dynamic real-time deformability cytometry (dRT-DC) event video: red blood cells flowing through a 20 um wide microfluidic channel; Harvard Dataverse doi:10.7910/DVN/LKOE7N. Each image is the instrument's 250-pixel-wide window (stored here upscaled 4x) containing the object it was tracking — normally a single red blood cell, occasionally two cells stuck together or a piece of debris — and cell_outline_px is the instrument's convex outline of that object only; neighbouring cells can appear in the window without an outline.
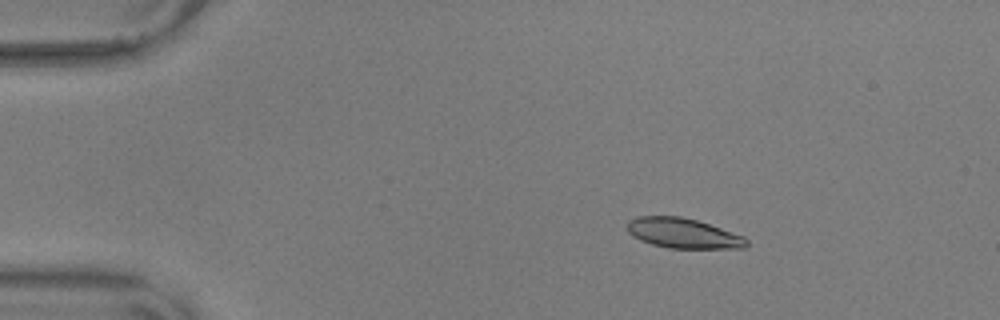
{"species": "common noctule bat (a hibernating species)", "species_latin": "Nyctalus noctula", "temperature_condition": "warm", "stored_images_in_passage": 53, "camera_frame_rate_fps": 3000, "um_per_image_px": 0.085, "animal": {"sex": "male", "body_mass_g": 17.9, "forearm_length_mm": 54.2}, "frame": {"image": 1, "passage_image": 9, "time_ms": 2.667, "image_size_px": [1000, 320], "cell_outline_px": [[748, 244], [744, 248], [668, 248], [652, 244], [640, 240], [632, 236], [628, 232], [628, 220], [636, 216], [680, 216], [696, 220], [744, 236], [748, 240]], "centroid_in_image_um": [58.04, 19.82], "position_along_channel_um": 27.0, "area_um2": 20.81}}
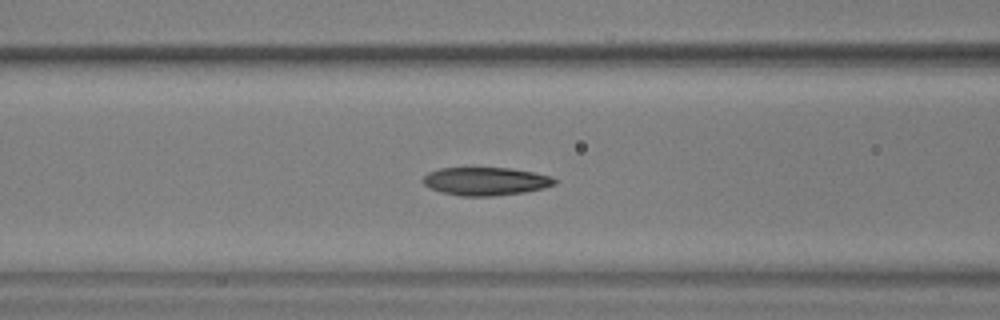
{"frame": {"image": 2, "passage_image": 23, "time_ms": 7.333, "image_size_px": [1000, 320], "cell_outline_px": [[556, 184], [544, 188], [524, 192], [492, 196], [460, 196], [440, 192], [428, 188], [420, 180], [428, 172], [440, 168], [512, 168], [552, 176], [556, 180]], "centroid_in_image_um": [41.25, 15.41], "position_along_channel_um": 125.4, "area_um2": 21.73}}
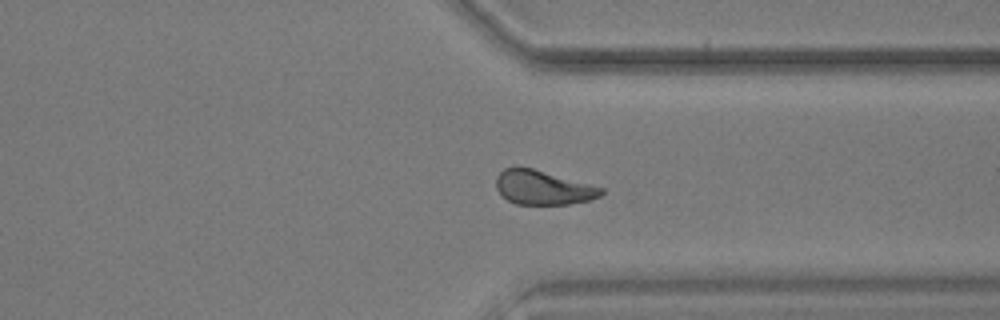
{"frame": {"image": 3, "passage_image": 43, "time_ms": 14.0, "image_size_px": [1000, 320], "cell_outline_px": [[604, 192], [600, 196], [588, 200], [568, 204], [516, 204], [508, 200], [496, 188], [496, 176], [504, 168], [532, 168], [604, 188]], "centroid_in_image_um": [46.15, 15.95], "position_along_channel_um": 365.2, "area_um2": 20.58}, "authors_computed_cell_mechanics": {"area_um2": 21.5594, "velocity_mm_per_s": 3.6023, "shape_relaxation_time_tau1_ms": 5.2784, "shape_relaxation_time_tau2_ms": 2.5649, "deformation_change_tau1": 0.1893, "deformation_change_tau2": 0.0901}}